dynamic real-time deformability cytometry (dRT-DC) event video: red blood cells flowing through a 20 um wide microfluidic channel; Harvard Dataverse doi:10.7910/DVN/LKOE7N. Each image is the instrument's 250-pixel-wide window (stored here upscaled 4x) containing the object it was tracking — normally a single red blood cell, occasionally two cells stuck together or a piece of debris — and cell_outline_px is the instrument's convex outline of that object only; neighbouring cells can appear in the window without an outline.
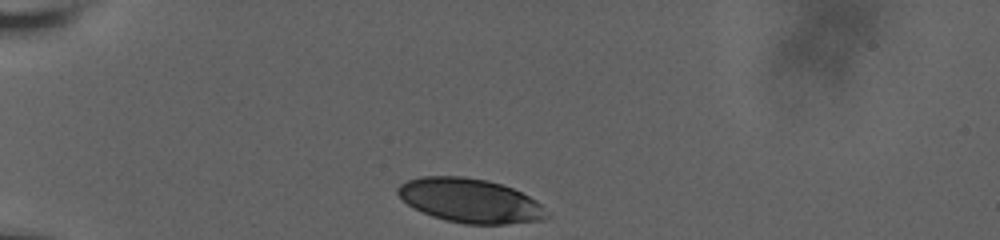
{"species": "human", "species_latin": "Homo sapiens", "temperature_condition": "room temperature", "stored_images_in_passage": 37, "camera_frame_rate_fps": 3000, "um_per_image_px": 0.085, "donor": {"sex": "male"}, "frame": {"image": 1, "passage_image": 1, "time_ms": 0.0, "image_size_px": [1000, 240], "cell_outline_px": [[552, 216], [544, 220], [508, 224], [464, 224], [444, 220], [432, 216], [408, 204], [396, 192], [396, 188], [400, 184], [408, 180], [424, 176], [460, 176], [488, 180], [512, 188], [536, 200]], "centroid_in_image_um": [39.99, 17.06], "position_along_channel_um": 45.0, "area_um2": 38.26}}
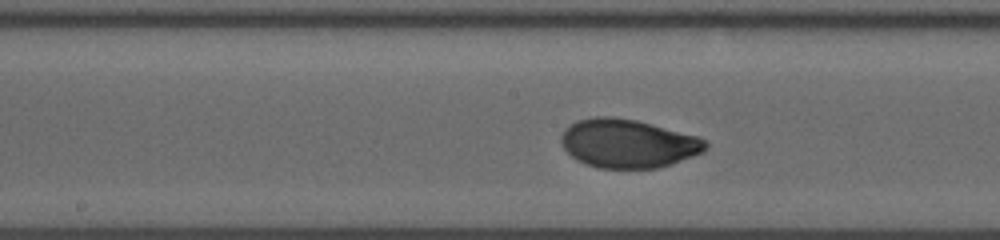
{"frame": {"image": 2, "passage_image": 23, "time_ms": 5.333, "image_size_px": [1000, 240], "cell_outline_px": [[708, 148], [704, 152], [672, 164], [660, 168], [596, 168], [584, 164], [576, 160], [564, 148], [560, 140], [560, 136], [572, 124], [580, 120], [596, 116], [612, 116], [636, 120], [652, 124], [696, 136], [708, 140]], "centroid_in_image_um": [53.41, 12.21], "position_along_channel_um": 194.8, "area_um2": 40.98}}
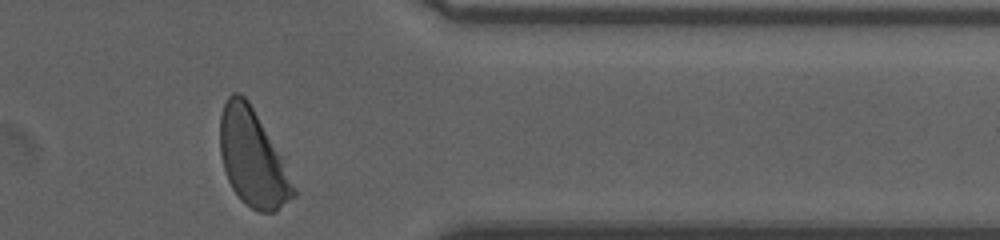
{"frame": {"image": 3, "passage_image": 37, "time_ms": 11.0, "image_size_px": [1000, 240], "cell_outline_px": [[296, 196], [276, 212], [260, 212], [252, 208], [240, 200], [232, 188], [228, 180], [220, 156], [220, 116], [224, 104], [228, 96], [232, 92], [240, 92], [248, 100], [288, 156], [296, 188]], "centroid_in_image_um": [21.58, 13.41], "position_along_channel_um": 389.8, "area_um2": 43.47}, "authors_computed_cell_mechanics": {"area_um2": 40.2866, "velocity_mm_per_s": 3.6105, "shape_relaxation_time_tau1_ms": 2.9986, "shape_relaxation_time_tau2_ms": null, "deformation_change_tau1": 0.1474, "deformation_change_tau2": null}}